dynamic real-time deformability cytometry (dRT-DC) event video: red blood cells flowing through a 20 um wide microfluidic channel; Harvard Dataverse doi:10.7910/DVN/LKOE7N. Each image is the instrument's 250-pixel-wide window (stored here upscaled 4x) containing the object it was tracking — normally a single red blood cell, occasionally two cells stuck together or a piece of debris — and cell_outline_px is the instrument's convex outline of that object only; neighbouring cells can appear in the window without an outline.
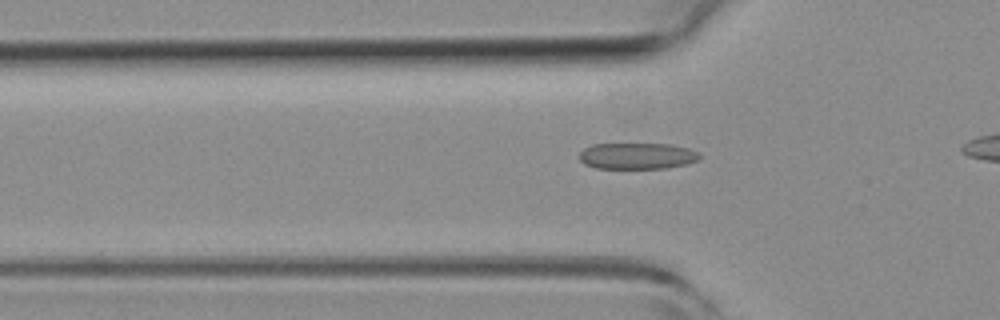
{"species": "common noctule bat (a hibernating species)", "species_latin": "Nyctalus noctula", "temperature_condition": "room temperature", "stored_images_in_passage": 30, "camera_frame_rate_fps": 3000, "um_per_image_px": 0.085, "animal": {"sex": "female", "body_mass_g": 19.3, "forearm_length_mm": 54.1}, "frame": {"image": 1, "passage_image": 5, "time_ms": 1.333, "image_size_px": [1000, 320], "cell_outline_px": [[700, 156], [696, 160], [688, 164], [664, 168], [596, 168], [584, 164], [580, 160], [580, 152], [584, 148], [592, 144], [668, 144], [688, 148], [696, 152]], "centroid_in_image_um": [54.12, 13.25], "position_along_channel_um": 71.7, "area_um2": 18.26}}
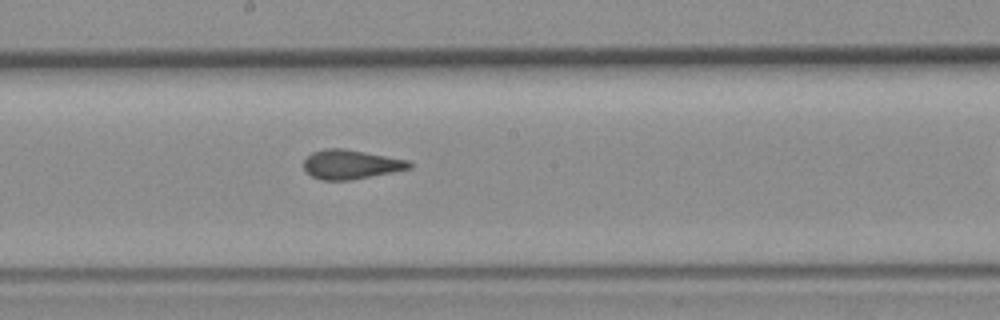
{"frame": {"image": 2, "passage_image": 16, "time_ms": 5.0, "image_size_px": [1000, 320], "cell_outline_px": [[412, 168], [352, 180], [320, 180], [312, 176], [304, 168], [304, 160], [312, 152], [324, 148], [344, 148], [408, 160], [412, 164]], "centroid_in_image_um": [29.82, 13.97], "position_along_channel_um": 218.4, "area_um2": 17.98}}
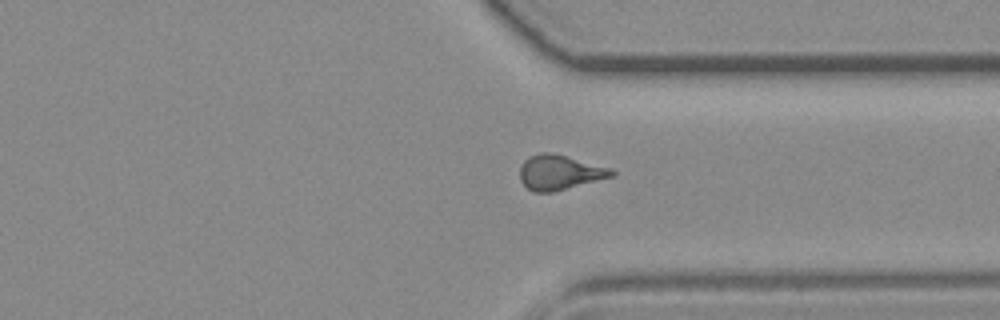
{"frame": {"image": 3, "passage_image": 27, "time_ms": 8.667, "image_size_px": [1000, 320], "cell_outline_px": [[616, 176], [552, 192], [532, 192], [520, 180], [520, 168], [524, 160], [528, 156], [540, 152], [552, 152], [612, 168], [616, 172]], "centroid_in_image_um": [47.59, 14.64], "position_along_channel_um": 363.8, "area_um2": 18.84}}